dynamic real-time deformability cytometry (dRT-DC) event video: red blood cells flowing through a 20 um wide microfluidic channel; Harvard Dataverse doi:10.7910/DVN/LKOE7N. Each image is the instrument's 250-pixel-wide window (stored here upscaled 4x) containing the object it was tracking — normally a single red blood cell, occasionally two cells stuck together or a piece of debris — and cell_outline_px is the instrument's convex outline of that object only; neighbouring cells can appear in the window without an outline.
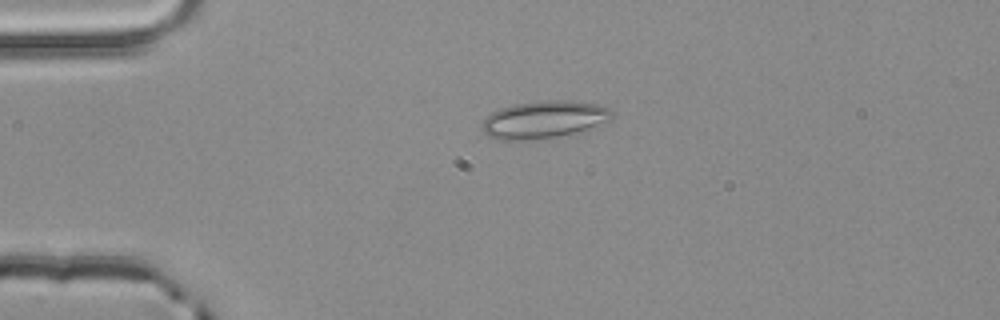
{"species": "common noctule bat (a hibernating species)", "species_latin": "Nyctalus noctula", "temperature_condition": "room temperature", "stored_images_in_passage": 2, "camera_frame_rate_fps": 3000, "um_per_image_px": 0.085, "animal": {"sex": "male", "body_mass_g": 20.4}, "frame": {"image": 1, "passage_image": 1, "time_ms": 0.0, "image_size_px": [1000, 320], "cell_outline_px": [[612, 120], [588, 132], [560, 136], [528, 140], [496, 140], [488, 136], [480, 128], [480, 124], [484, 116], [500, 108], [512, 104], [544, 100], [568, 100], [596, 104], [612, 108]], "centroid_in_image_um": [46.27, 10.18], "position_along_channel_um": 38.7, "area_um2": 29.42}}